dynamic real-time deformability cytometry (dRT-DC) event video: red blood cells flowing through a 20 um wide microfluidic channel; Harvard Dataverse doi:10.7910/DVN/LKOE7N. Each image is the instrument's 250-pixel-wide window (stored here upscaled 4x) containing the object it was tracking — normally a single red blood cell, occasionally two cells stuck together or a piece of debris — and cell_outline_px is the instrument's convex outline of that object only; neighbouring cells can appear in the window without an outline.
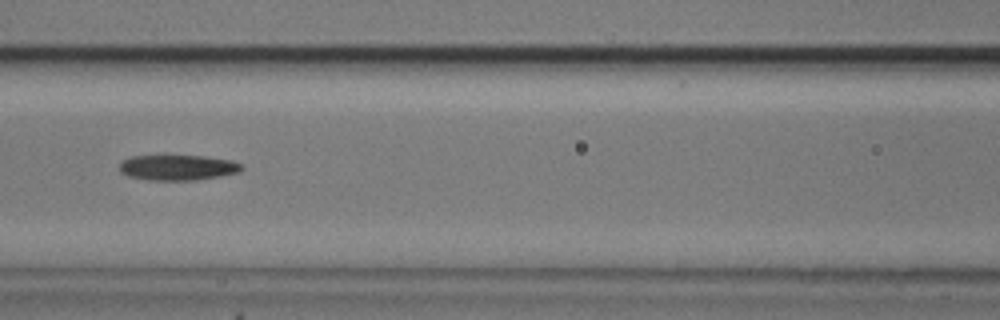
{"species": "common noctule bat (a hibernating species)", "species_latin": "Nyctalus noctula", "temperature_condition": "cold", "stored_images_in_passage": 14, "camera_frame_rate_fps": 3000, "um_per_image_px": 0.085, "animal": {"sex": "male", "body_mass_g": 20.5, "forearm_length_mm": 52.5}, "frame": {"image": 1, "passage_image": 5, "time_ms": 1.333, "image_size_px": [1000, 320], "cell_outline_px": [[244, 168], [240, 172], [220, 176], [196, 180], [148, 180], [128, 176], [120, 172], [120, 164], [124, 160], [132, 156], [164, 152], [204, 156], [232, 160], [244, 164]], "centroid_in_image_um": [15.11, 14.18], "position_along_channel_um": 151.5, "area_um2": 19.19}}
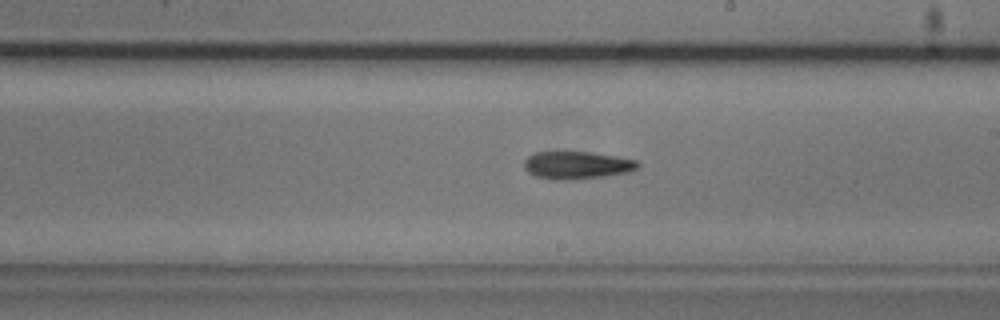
{"frame": {"image": 2, "passage_image": 12, "time_ms": 3.667, "image_size_px": [1000, 320], "cell_outline_px": [[640, 164], [636, 168], [628, 172], [604, 176], [576, 180], [552, 180], [536, 176], [528, 172], [524, 168], [524, 160], [528, 156], [536, 152], [592, 152], [616, 156], [636, 160]], "centroid_in_image_um": [49.01, 14.05], "position_along_channel_um": 240.0, "area_um2": 18.38}}